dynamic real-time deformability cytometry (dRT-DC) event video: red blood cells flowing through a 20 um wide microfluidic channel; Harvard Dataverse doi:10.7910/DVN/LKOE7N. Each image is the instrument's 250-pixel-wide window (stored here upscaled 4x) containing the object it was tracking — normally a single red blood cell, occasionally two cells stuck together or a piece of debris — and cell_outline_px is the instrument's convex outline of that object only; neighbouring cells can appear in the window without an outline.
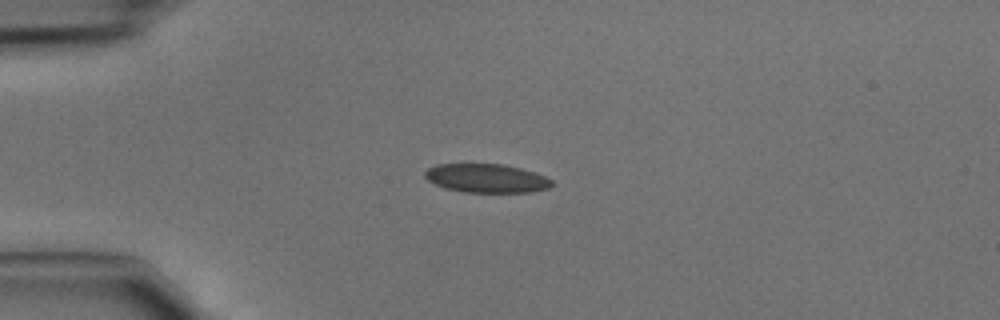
{"species": "common noctule bat (a hibernating species)", "species_latin": "Nyctalus noctula", "temperature_condition": "cold", "stored_images_in_passage": 35, "camera_frame_rate_fps": 3000, "um_per_image_px": 0.085, "animal": {"sex": "male", "body_mass_g": 15.6}, "frame": {"image": 1, "passage_image": 1, "time_ms": 0.0, "image_size_px": [1000, 320], "cell_outline_px": [[552, 184], [548, 188], [532, 192], [464, 192], [444, 188], [428, 180], [424, 176], [424, 172], [428, 168], [436, 164], [504, 164], [536, 172], [552, 180]], "centroid_in_image_um": [41.34, 15.15], "position_along_channel_um": 43.7, "area_um2": 21.27}}
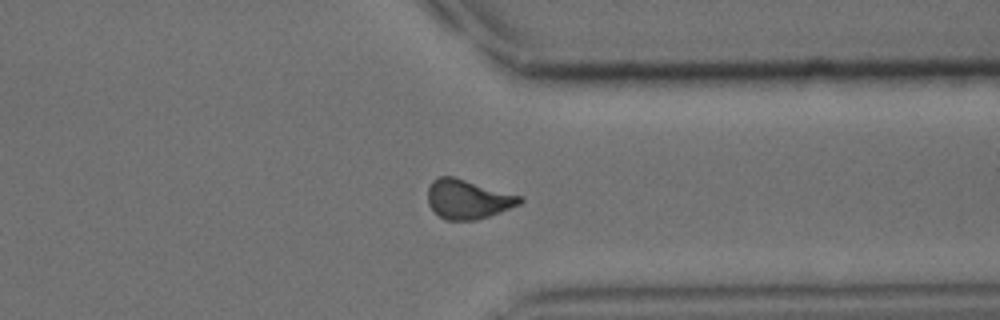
{"frame": {"image": 2, "passage_image": 25, "time_ms": 8.0, "image_size_px": [1000, 320], "cell_outline_px": [[524, 200], [520, 204], [488, 216], [476, 220], [444, 220], [428, 204], [428, 188], [432, 180], [436, 176], [452, 176], [524, 196]], "centroid_in_image_um": [39.78, 16.92], "position_along_channel_um": 371.6, "area_um2": 21.1}}
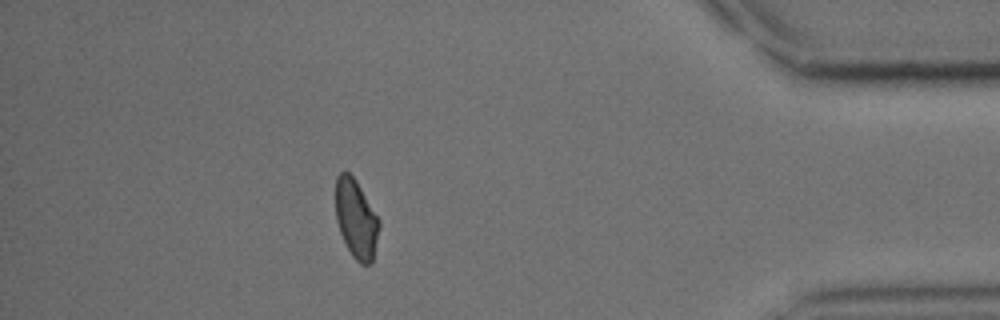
{"frame": {"image": 3, "passage_image": 30, "time_ms": 9.667, "image_size_px": [1000, 320], "cell_outline_px": [[380, 224], [372, 264], [360, 264], [352, 256], [340, 232], [336, 220], [336, 176], [340, 172], [348, 172], [356, 180], [380, 220]], "centroid_in_image_um": [30.27, 18.61], "position_along_channel_um": 404.9, "area_um2": 19.88}}